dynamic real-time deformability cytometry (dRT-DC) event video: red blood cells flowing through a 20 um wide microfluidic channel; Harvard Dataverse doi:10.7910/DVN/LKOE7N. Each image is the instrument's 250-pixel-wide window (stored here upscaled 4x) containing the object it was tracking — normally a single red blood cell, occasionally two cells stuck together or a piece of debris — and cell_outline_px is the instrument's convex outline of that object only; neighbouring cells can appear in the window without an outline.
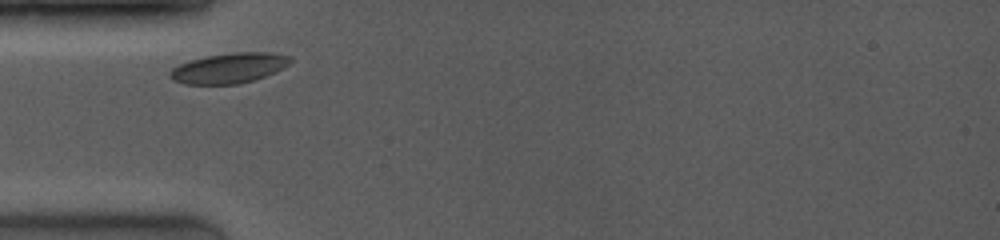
{"species": "common noctule bat (a hibernating species)", "species_latin": "Nyctalus noctula", "temperature_condition": "room temperature", "stored_images_in_passage": 2, "camera_frame_rate_fps": 4000, "um_per_image_px": 0.085, "animal": {"sex": "female", "body_mass_g": 19.0, "forearm_length_mm": 53.3}, "frame": {"image": 1, "passage_image": 1, "time_ms": 0.0, "image_size_px": [1000, 240], "cell_outline_px": [[292, 60], [288, 64], [264, 76], [240, 84], [184, 84], [172, 80], [168, 76], [168, 72], [172, 68], [180, 64], [204, 56], [232, 52], [268, 52], [292, 56]], "centroid_in_image_um": [19.41, 5.78], "position_along_channel_um": 65.6, "area_um2": 21.1}}